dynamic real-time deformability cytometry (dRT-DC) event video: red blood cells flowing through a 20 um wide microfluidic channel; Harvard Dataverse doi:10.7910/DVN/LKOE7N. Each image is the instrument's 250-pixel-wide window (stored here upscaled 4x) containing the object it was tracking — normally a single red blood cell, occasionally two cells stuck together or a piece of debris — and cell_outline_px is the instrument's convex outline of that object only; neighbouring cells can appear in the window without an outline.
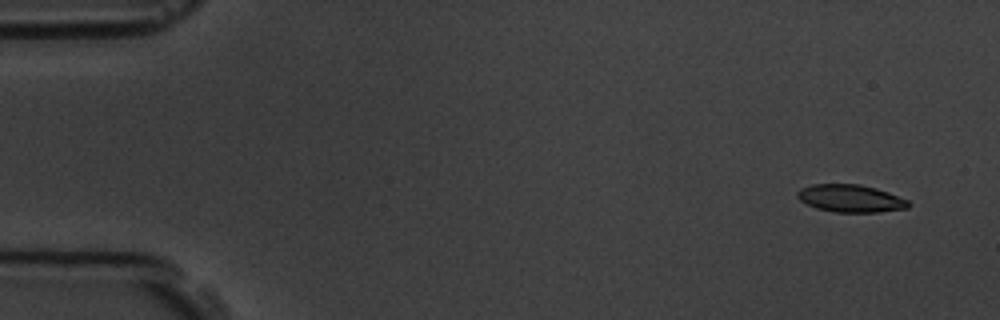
{"species": "common noctule bat (a hibernating species)", "species_latin": "Nyctalus noctula", "temperature_condition": "room temperature", "stored_images_in_passage": 6, "camera_frame_rate_fps": 3000, "um_per_image_px": 0.085, "animal": {"sex": "male", "body_mass_g": 19.5, "forearm_length_mm": 54.6}, "frame": {"image": 1, "passage_image": 1, "time_ms": 0.0, "image_size_px": [1000, 320], "cell_outline_px": [[912, 204], [908, 208], [880, 212], [836, 212], [816, 208], [800, 200], [796, 196], [796, 192], [800, 188], [812, 184], [860, 184], [876, 188], [888, 192], [908, 200]], "centroid_in_image_um": [72.31, 16.86], "position_along_channel_um": 12.7, "area_um2": 17.92}}
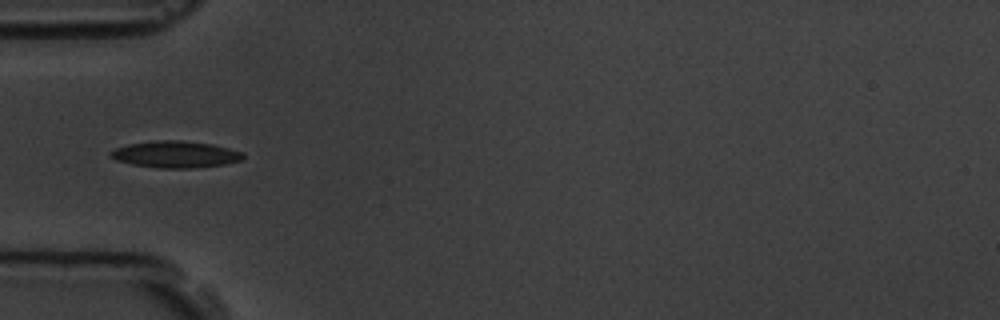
{"frame": {"image": 2, "passage_image": 5, "time_ms": 5.0, "image_size_px": [1000, 320], "cell_outline_px": [[244, 160], [224, 164], [192, 168], [160, 168], [132, 164], [116, 160], [108, 156], [108, 152], [116, 148], [128, 144], [156, 140], [180, 140], [212, 144], [244, 152]], "centroid_in_image_um": [14.91, 13.12], "position_along_channel_um": 70.1, "area_um2": 20.69}}